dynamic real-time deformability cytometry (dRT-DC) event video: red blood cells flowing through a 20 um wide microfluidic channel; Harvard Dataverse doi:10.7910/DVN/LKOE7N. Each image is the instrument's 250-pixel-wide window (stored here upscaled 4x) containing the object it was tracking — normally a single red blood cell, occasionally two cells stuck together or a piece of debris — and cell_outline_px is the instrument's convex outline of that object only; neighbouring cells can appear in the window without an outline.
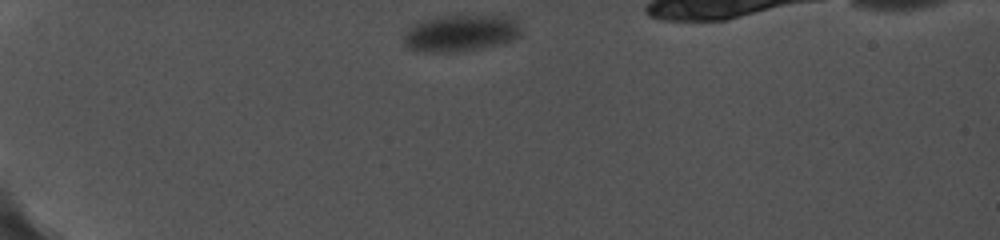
{"species": "common noctule bat (a hibernating species)", "species_latin": "Nyctalus noctula", "temperature_condition": "cold", "stored_images_in_passage": 38, "camera_frame_rate_fps": 5000, "um_per_image_px": 0.085, "animal": {"sex": "female", "body_mass_g": 19.0, "forearm_length_mm": 56.7}, "frame": {"image": 1, "passage_image": 1, "time_ms": 0.0, "image_size_px": [1000, 240], "cell_outline_px": [[520, 36], [516, 40], [504, 44], [456, 52], [412, 52], [404, 44], [404, 32], [412, 24], [432, 16], [504, 16], [516, 20], [520, 28]], "centroid_in_image_um": [39.11, 2.83], "position_along_channel_um": 45.9, "area_um2": 25.61}}
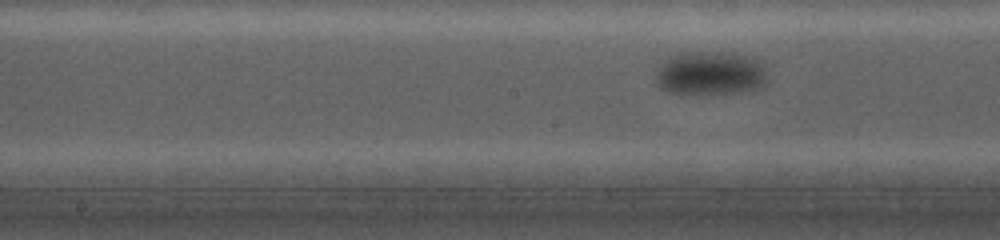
{"frame": {"image": 2, "passage_image": 17, "time_ms": 5.8, "image_size_px": [1000, 240], "cell_outline_px": [[768, 84], [756, 88], [740, 92], [696, 96], [668, 92], [660, 88], [656, 84], [656, 68], [664, 60], [680, 52], [728, 52], [756, 56], [764, 60], [768, 80]], "centroid_in_image_um": [60.42, 6.23], "position_along_channel_um": 187.8, "area_um2": 29.94}}
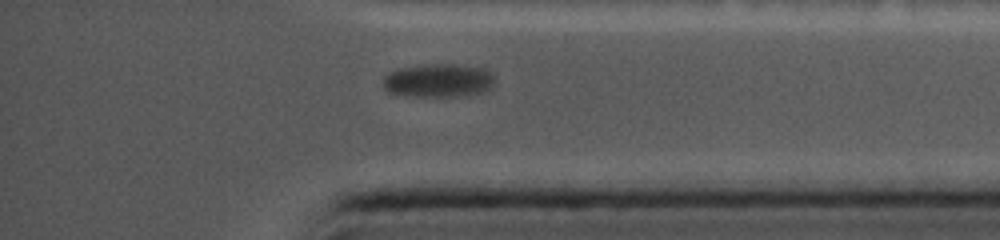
{"frame": {"image": 3, "passage_image": 36, "time_ms": 12.0, "image_size_px": [1000, 240], "cell_outline_px": [[496, 80], [492, 88], [484, 92], [456, 96], [408, 96], [388, 92], [384, 88], [384, 76], [400, 68], [432, 64], [456, 64], [488, 68], [492, 72]], "centroid_in_image_um": [37.35, 6.84], "position_along_channel_um": 397.8, "area_um2": 21.96}}